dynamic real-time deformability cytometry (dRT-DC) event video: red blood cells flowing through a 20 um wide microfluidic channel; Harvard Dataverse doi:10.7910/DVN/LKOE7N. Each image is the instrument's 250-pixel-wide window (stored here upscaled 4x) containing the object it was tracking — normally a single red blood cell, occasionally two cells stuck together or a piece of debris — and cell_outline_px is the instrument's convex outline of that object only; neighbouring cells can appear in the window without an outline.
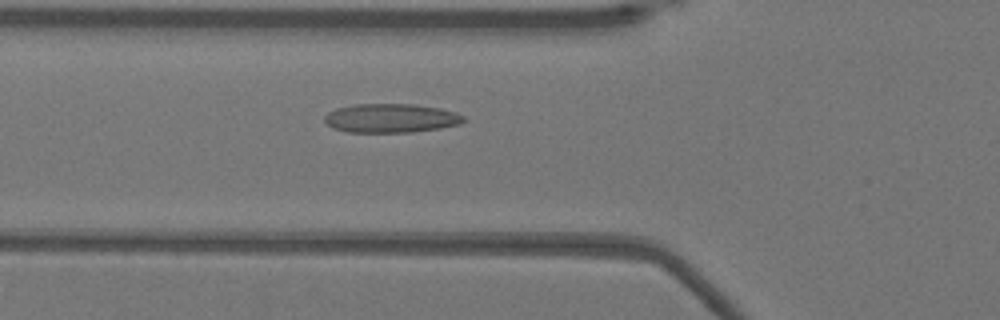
{"species": "Egyptian fruit bat (a non-hibernating species)", "species_latin": "Rousettus aegyptiacus", "temperature_condition": "warm", "stored_images_in_passage": 51, "camera_frame_rate_fps": 3000, "um_per_image_px": 0.085, "animal": {"sex": "female"}, "frame": {"image": 1, "passage_image": 18, "time_ms": 5.667, "image_size_px": [1000, 320], "cell_outline_px": [[464, 120], [460, 124], [440, 128], [412, 132], [348, 132], [332, 128], [324, 120], [324, 116], [328, 112], [336, 108], [356, 104], [412, 104], [440, 108], [456, 112], [464, 116]], "centroid_in_image_um": [33.22, 10.04], "position_along_channel_um": 92.6, "area_um2": 23.47}}
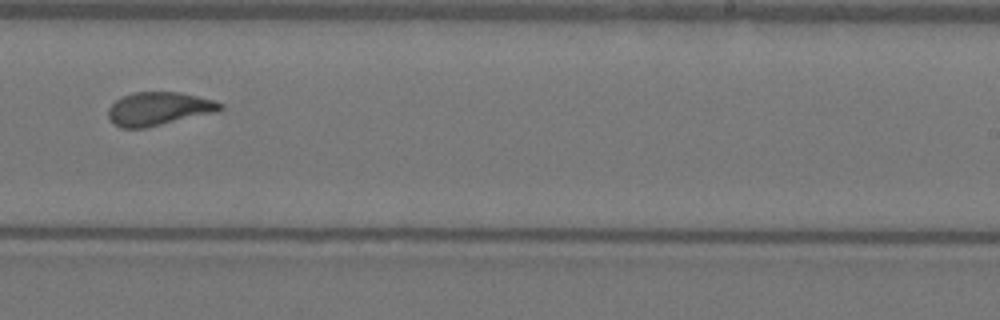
{"frame": {"image": 2, "passage_image": 32, "time_ms": 10.333, "image_size_px": [1000, 320], "cell_outline_px": [[224, 108], [216, 112], [144, 128], [120, 128], [108, 116], [108, 108], [116, 100], [132, 92], [180, 92], [216, 100], [224, 104]], "centroid_in_image_um": [13.53, 9.23], "position_along_channel_um": 275.5, "area_um2": 21.68}}
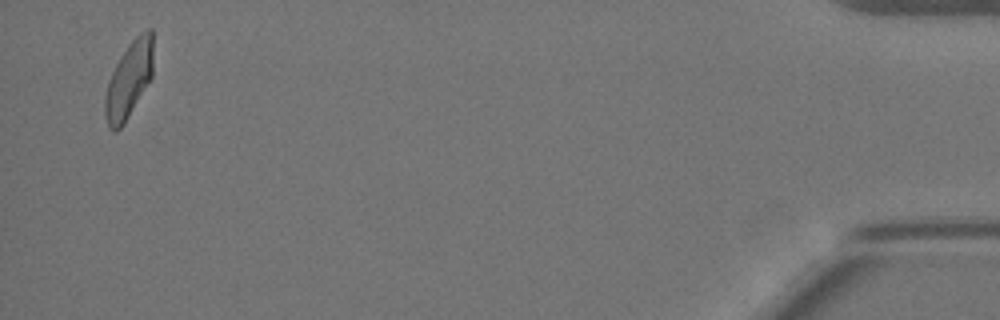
{"frame": {"image": 3, "passage_image": 50, "time_ms": 16.333, "image_size_px": [1000, 320], "cell_outline_px": [[152, 76], [124, 124], [116, 132], [112, 132], [108, 128], [104, 116], [104, 96], [108, 80], [120, 56], [128, 44], [140, 32], [148, 28], [152, 28]], "centroid_in_image_um": [10.92, 6.81], "position_along_channel_um": 424.3, "area_um2": 21.56}, "authors_computed_cell_mechanics": {"area_um2": 22.3686, "velocity_mm_per_s": 3.915, "shape_relaxation_time_tau1_ms": 10.085, "shape_relaxation_time_tau2_ms": 1.018, "deformation_change_tau1": 0.2579, "deformation_change_tau2": 0.0839}}